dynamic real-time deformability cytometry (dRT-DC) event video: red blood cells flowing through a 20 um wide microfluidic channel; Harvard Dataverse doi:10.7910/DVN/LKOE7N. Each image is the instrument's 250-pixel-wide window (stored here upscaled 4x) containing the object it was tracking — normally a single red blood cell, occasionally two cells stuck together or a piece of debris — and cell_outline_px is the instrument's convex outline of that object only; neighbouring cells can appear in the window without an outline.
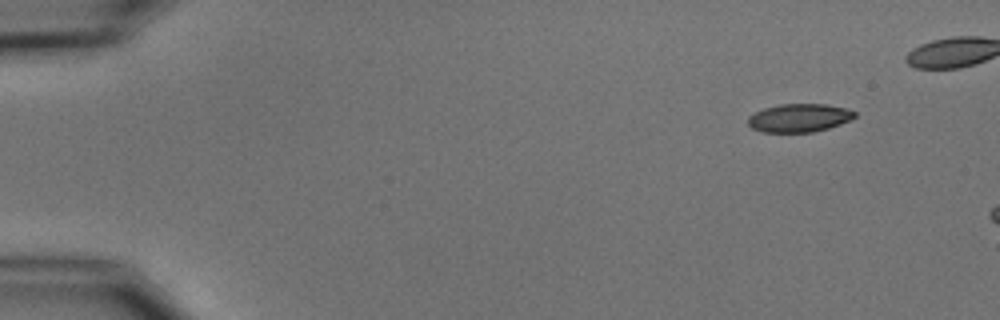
{"species": "common noctule bat (a hibernating species)", "species_latin": "Nyctalus noctula", "temperature_condition": "cold", "stored_images_in_passage": 3, "camera_frame_rate_fps": 3000, "um_per_image_px": 0.085, "animal": {"sex": "male", "body_mass_g": 15.6}, "frame": {"image": 1, "passage_image": 1, "time_ms": 0.0, "image_size_px": [1000, 320], "cell_outline_px": [[856, 116], [840, 124], [828, 128], [812, 132], [760, 132], [752, 128], [748, 124], [748, 116], [764, 108], [780, 104], [824, 104], [844, 108], [856, 112]], "centroid_in_image_um": [67.89, 10.02], "position_along_channel_um": 17.1, "area_um2": 17.46}}